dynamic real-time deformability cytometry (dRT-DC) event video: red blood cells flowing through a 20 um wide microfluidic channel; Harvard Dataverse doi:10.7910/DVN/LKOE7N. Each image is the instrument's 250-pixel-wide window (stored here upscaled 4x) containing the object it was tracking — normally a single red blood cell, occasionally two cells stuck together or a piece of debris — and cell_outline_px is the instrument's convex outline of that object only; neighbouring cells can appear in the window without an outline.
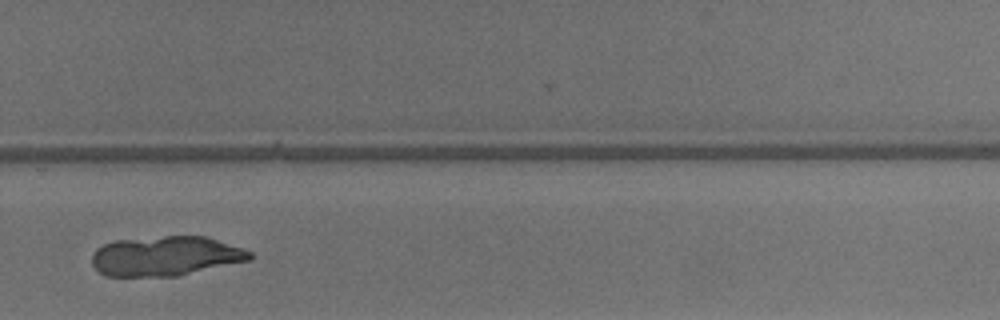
{"species": "common noctule bat (a hibernating species)", "species_latin": "Nyctalus noctula", "temperature_condition": "warm", "stored_images_in_passage": 40, "camera_frame_rate_fps": 3000, "um_per_image_px": 0.085, "animal": {"sex": "male", "body_mass_g": 13.3}, "frame": {"image": 1, "passage_image": 35, "time_ms": 11.333, "image_size_px": [1000, 320], "cell_outline_px": [[252, 256], [248, 260], [176, 276], [108, 276], [100, 272], [92, 264], [92, 256], [96, 248], [104, 244], [116, 240], [164, 236], [208, 236], [252, 252]], "centroid_in_image_um": [14.05, 21.75], "position_along_channel_um": 315.7, "area_um2": 36.18}}